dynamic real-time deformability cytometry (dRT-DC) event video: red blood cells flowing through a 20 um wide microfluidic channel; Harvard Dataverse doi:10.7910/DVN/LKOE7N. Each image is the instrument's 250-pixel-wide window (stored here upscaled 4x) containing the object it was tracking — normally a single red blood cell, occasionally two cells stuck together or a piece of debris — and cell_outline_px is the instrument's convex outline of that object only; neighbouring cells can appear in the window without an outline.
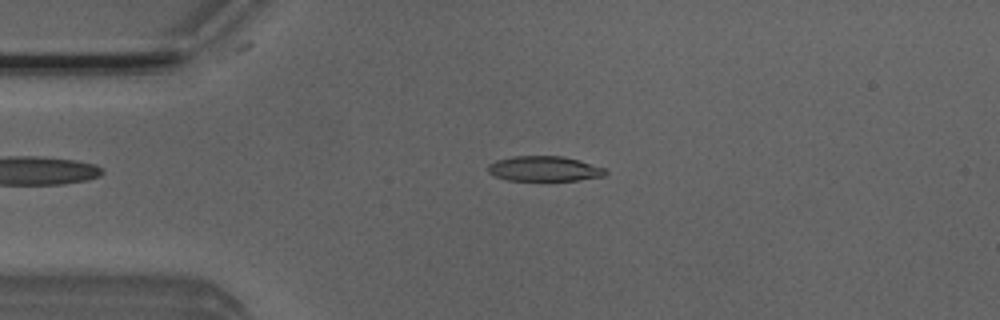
{"species": "Egyptian fruit bat (a non-hibernating species)", "species_latin": "Rousettus aegyptiacus", "temperature_condition": "room temperature", "stored_images_in_passage": 51, "camera_frame_rate_fps": 3000, "um_per_image_px": 0.085, "animal": {"sex": "male"}, "frame": {"image": 1, "passage_image": 11, "time_ms": 3.333, "image_size_px": [1000, 320], "cell_outline_px": [[608, 172], [604, 176], [576, 180], [508, 180], [492, 176], [488, 172], [488, 164], [496, 160], [512, 156], [560, 156], [580, 160], [604, 168]], "centroid_in_image_um": [46.23, 14.34], "position_along_channel_um": 38.8, "area_um2": 17.17}}
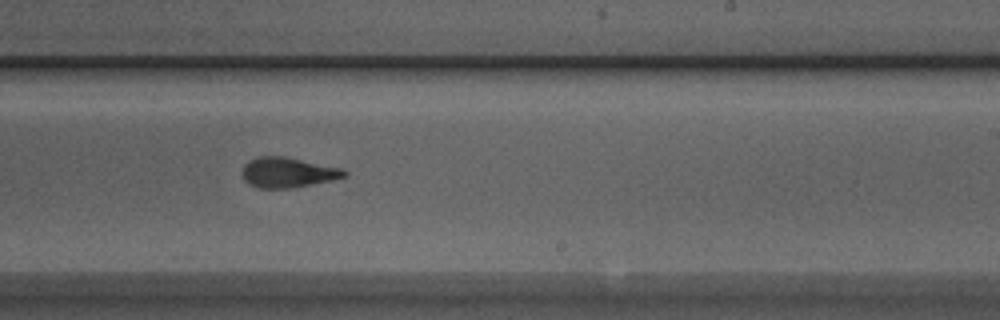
{"frame": {"image": 2, "passage_image": 30, "time_ms": 9.667, "image_size_px": [1000, 320], "cell_outline_px": [[348, 176], [332, 180], [288, 188], [256, 188], [248, 184], [244, 180], [244, 164], [248, 160], [260, 156], [284, 156], [344, 168], [348, 172]], "centroid_in_image_um": [24.49, 14.65], "position_along_channel_um": 264.5, "area_um2": 17.98}}
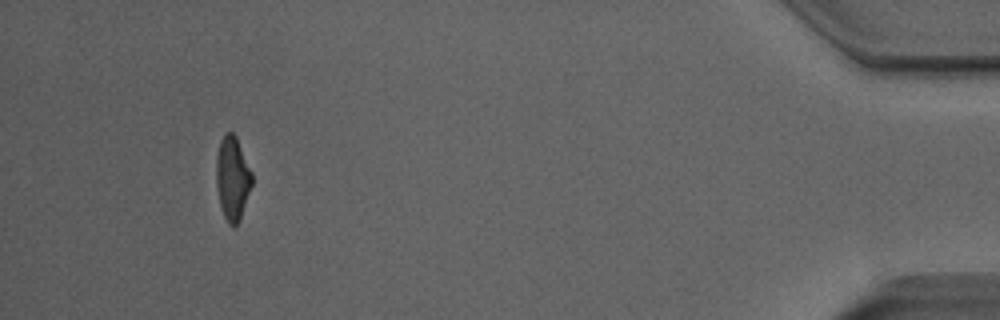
{"frame": {"image": 3, "passage_image": 47, "time_ms": 15.333, "image_size_px": [1000, 320], "cell_outline_px": [[252, 184], [240, 220], [232, 228], [228, 224], [224, 216], [220, 204], [216, 184], [216, 156], [220, 140], [224, 132], [232, 132], [236, 136], [252, 172]], "centroid_in_image_um": [19.75, 15.14], "position_along_channel_um": 415.4, "area_um2": 17.51}, "authors_computed_cell_mechanics": {"area_um2": 17.9758, "velocity_mm_per_s": 3.9844, "shape_relaxation_time_tau1_ms": 3.6022, "shape_relaxation_time_tau2_ms": 2.1007, "deformation_change_tau1": 0.1767, "deformation_change_tau2": 0.0935}}